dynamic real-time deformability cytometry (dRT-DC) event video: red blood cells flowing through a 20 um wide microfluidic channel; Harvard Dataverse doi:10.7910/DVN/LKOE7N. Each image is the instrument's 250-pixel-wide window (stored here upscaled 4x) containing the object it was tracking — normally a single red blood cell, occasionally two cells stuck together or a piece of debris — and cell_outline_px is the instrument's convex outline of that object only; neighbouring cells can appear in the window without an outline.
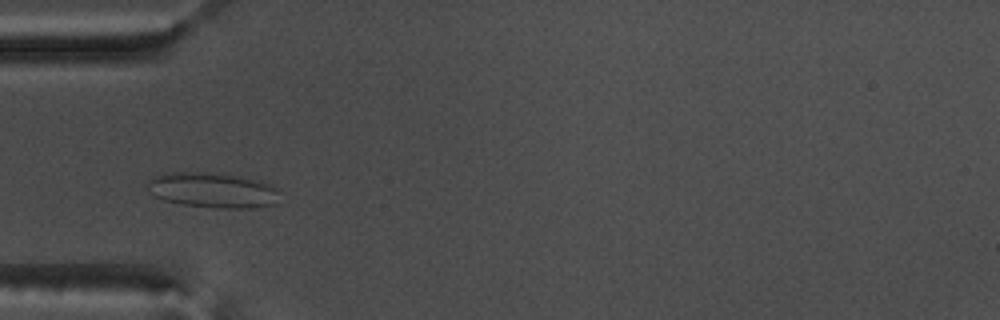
{"species": "common noctule bat (a hibernating species)", "species_latin": "Nyctalus noctula", "temperature_condition": "warm", "stored_images_in_passage": 47, "camera_frame_rate_fps": 3000, "um_per_image_px": 0.085, "animal": {"sex": "male", "body_mass_g": 17.5, "forearm_length_mm": 52.3}, "frame": {"image": 1, "passage_image": 10, "time_ms": 3.0, "image_size_px": [1000, 320], "cell_outline_px": [[280, 192], [276, 204], [256, 208], [216, 208], [180, 204], [164, 200], [148, 192], [148, 180], [152, 176], [172, 172], [208, 172], [264, 180], [280, 188]], "centroid_in_image_um": [18.14, 16.16], "position_along_channel_um": 66.9, "area_um2": 27.69}}
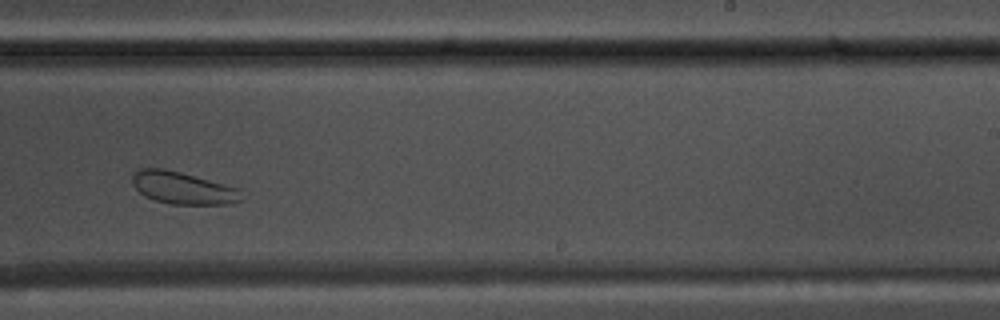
{"frame": {"image": 2, "passage_image": 27, "time_ms": 8.667, "image_size_px": [1000, 320], "cell_outline_px": [[240, 200], [228, 204], [168, 204], [144, 196], [132, 184], [132, 176], [140, 168], [164, 168], [180, 172], [240, 188]], "centroid_in_image_um": [15.51, 15.97], "position_along_channel_um": 273.5, "area_um2": 20.35}}
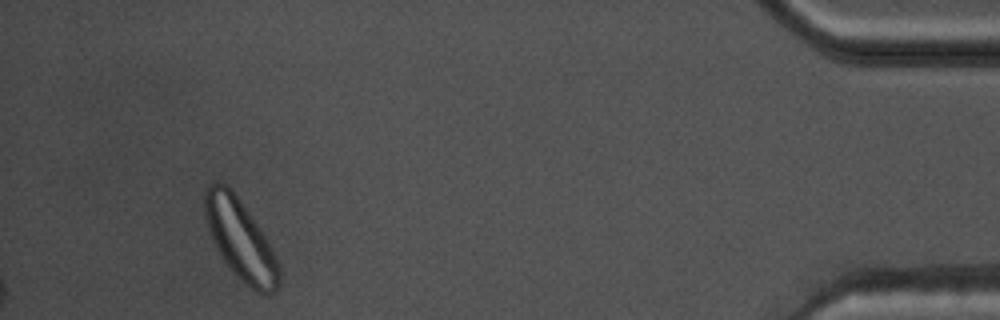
{"frame": {"image": 3, "passage_image": 44, "time_ms": 14.333, "image_size_px": [1000, 320], "cell_outline_px": [[280, 284], [276, 292], [268, 296], [264, 296], [256, 292], [244, 284], [236, 276], [224, 260], [216, 248], [208, 228], [204, 212], [204, 188], [208, 184], [228, 184], [232, 188], [260, 228], [280, 268]], "centroid_in_image_um": [20.43, 20.4], "position_along_channel_um": 414.8, "area_um2": 34.8}, "authors_computed_cell_mechanics": {"area_um2": 27.6862, "velocity_mm_per_s": 3.6617, "shape_relaxation_time_tau1_ms": 3.8731, "shape_relaxation_time_tau2_ms": 0.792, "deformation_change_tau1": 0.0882, "deformation_change_tau2": 0.0644}}